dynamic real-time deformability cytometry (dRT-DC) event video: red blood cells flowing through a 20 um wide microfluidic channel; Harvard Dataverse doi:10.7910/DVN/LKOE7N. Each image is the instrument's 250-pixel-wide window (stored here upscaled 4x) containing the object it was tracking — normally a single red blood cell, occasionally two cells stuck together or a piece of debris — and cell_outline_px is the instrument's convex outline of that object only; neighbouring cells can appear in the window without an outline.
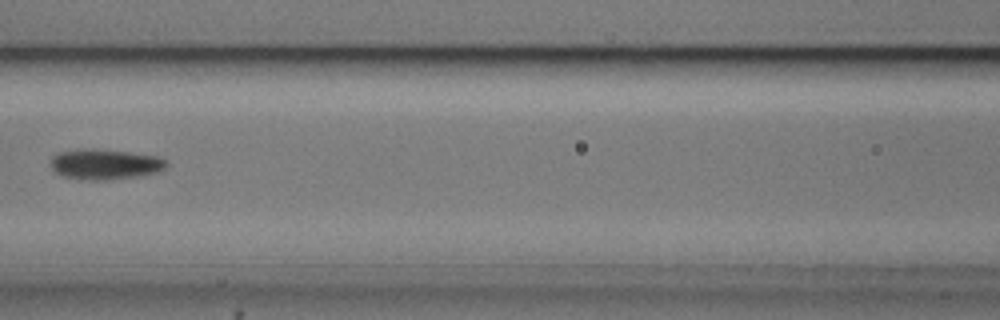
{"species": "common noctule bat (a hibernating species)", "species_latin": "Nyctalus noctula", "temperature_condition": "cold", "stored_images_in_passage": 6, "camera_frame_rate_fps": 3000, "um_per_image_px": 0.085, "animal": {"sex": "male", "body_mass_g": 20.5, "forearm_length_mm": 52.5}, "frame": {"image": 1, "passage_image": 6, "time_ms": 6.0, "image_size_px": [1000, 320], "cell_outline_px": [[168, 164], [164, 168], [156, 172], [136, 176], [104, 180], [88, 180], [64, 176], [56, 172], [52, 168], [52, 156], [60, 152], [84, 148], [92, 148], [128, 152], [156, 156], [168, 160]], "centroid_in_image_um": [8.93, 13.95], "position_along_channel_um": 157.7, "area_um2": 20.23}}